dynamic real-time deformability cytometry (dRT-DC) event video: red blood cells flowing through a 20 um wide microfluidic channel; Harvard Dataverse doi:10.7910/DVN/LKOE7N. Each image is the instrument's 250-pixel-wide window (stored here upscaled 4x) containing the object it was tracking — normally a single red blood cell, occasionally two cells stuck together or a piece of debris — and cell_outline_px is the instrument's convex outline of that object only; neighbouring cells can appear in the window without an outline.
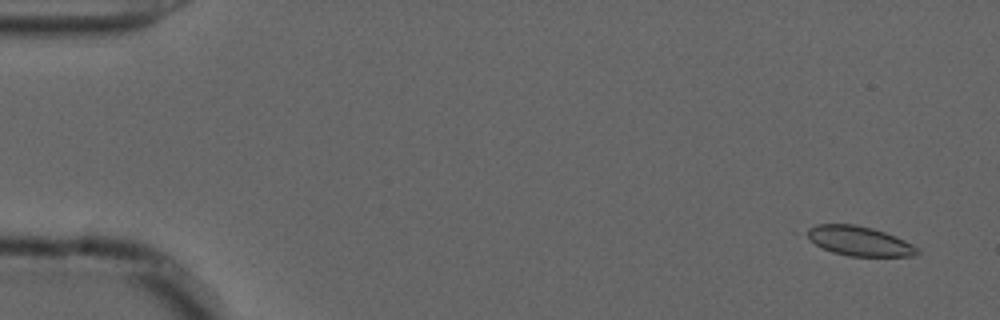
{"species": "common noctule bat (a hibernating species)", "species_latin": "Nyctalus noctula", "temperature_condition": "cold", "stored_images_in_passage": 56, "camera_frame_rate_fps": 3000, "um_per_image_px": 0.085, "animal": {"sex": "male", "forearm_length_mm": 52.5}, "frame": {"image": 1, "passage_image": 3, "time_ms": 0.667, "image_size_px": [1000, 320], "cell_outline_px": [[920, 252], [916, 256], [848, 256], [832, 252], [816, 244], [796, 232], [816, 224], [856, 224], [872, 228], [896, 236], [920, 248]], "centroid_in_image_um": [72.94, 20.47], "position_along_channel_um": 12.1, "area_um2": 19.54}}
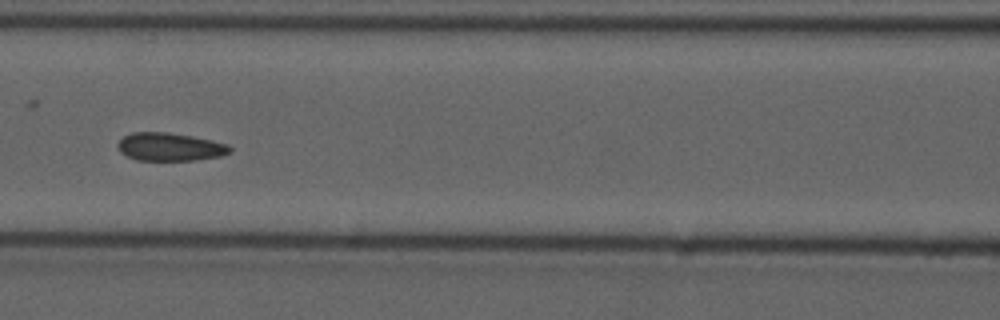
{"frame": {"image": 2, "passage_image": 25, "time_ms": 8.0, "image_size_px": [1000, 320], "cell_outline_px": [[232, 152], [220, 156], [196, 160], [136, 160], [120, 152], [116, 144], [124, 136], [132, 132], [168, 132], [192, 136], [212, 140], [228, 144], [232, 148]], "centroid_in_image_um": [14.45, 12.48], "position_along_channel_um": 152.1, "area_um2": 18.44}}
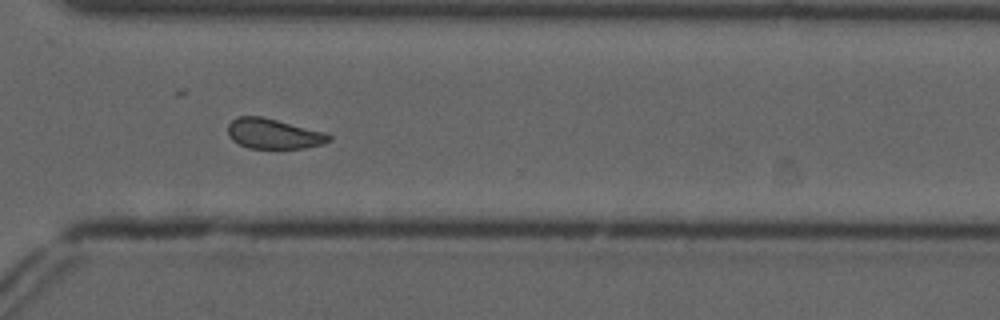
{"frame": {"image": 3, "passage_image": 41, "time_ms": 13.333, "image_size_px": [1000, 320], "cell_outline_px": [[332, 140], [324, 144], [304, 148], [248, 148], [232, 140], [228, 136], [228, 124], [236, 116], [260, 116], [324, 132], [332, 136]], "centroid_in_image_um": [23.24, 11.37], "position_along_channel_um": 347.4, "area_um2": 17.69}, "authors_computed_cell_mechanics": {"area_um2": 18.7561, "velocity_mm_per_s": 3.6673, "shape_relaxation_time_tau1_ms": 10.9469, "shape_relaxation_time_tau2_ms": 1.5923, "deformation_change_tau1": 0.1238, "deformation_change_tau2": 0.065}}